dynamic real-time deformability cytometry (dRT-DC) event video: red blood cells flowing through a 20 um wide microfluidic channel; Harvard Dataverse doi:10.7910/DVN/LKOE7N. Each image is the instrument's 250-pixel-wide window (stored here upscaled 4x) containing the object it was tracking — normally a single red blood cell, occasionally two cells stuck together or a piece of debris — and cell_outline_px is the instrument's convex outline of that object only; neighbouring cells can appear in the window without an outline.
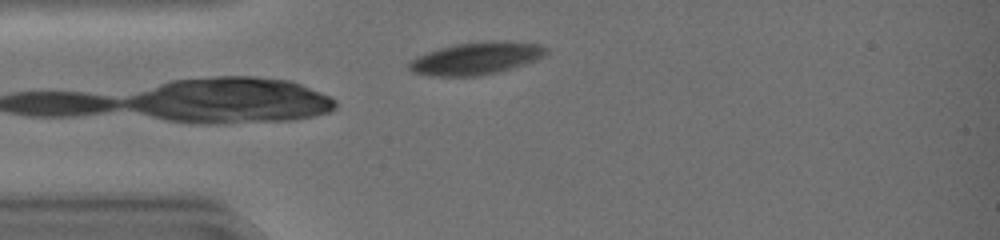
{"species": "common noctule bat (a hibernating species)", "species_latin": "Nyctalus noctula", "temperature_condition": "warm", "stored_images_in_passage": 14, "camera_frame_rate_fps": 3000, "um_per_image_px": 0.085, "animal": {"sex": "female", "body_mass_g": 19.0, "forearm_length_mm": 51.5}, "frame": {"image": 1, "passage_image": 14, "time_ms": 4.333, "image_size_px": [1000, 240], "cell_outline_px": [[548, 52], [544, 56], [536, 60], [500, 72], [480, 76], [432, 76], [412, 72], [408, 68], [408, 60], [416, 56], [440, 48], [456, 44], [540, 44], [548, 48]], "centroid_in_image_um": [40.39, 5.03], "position_along_channel_um": 44.6, "area_um2": 24.8}}